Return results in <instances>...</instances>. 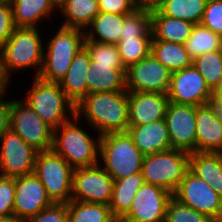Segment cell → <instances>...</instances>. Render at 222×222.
<instances>
[{
    "label": "cell",
    "mask_w": 222,
    "mask_h": 222,
    "mask_svg": "<svg viewBox=\"0 0 222 222\" xmlns=\"http://www.w3.org/2000/svg\"><path fill=\"white\" fill-rule=\"evenodd\" d=\"M85 115L100 136L127 132L129 128L128 91L96 92L86 95L76 106L75 115Z\"/></svg>",
    "instance_id": "1"
},
{
    "label": "cell",
    "mask_w": 222,
    "mask_h": 222,
    "mask_svg": "<svg viewBox=\"0 0 222 222\" xmlns=\"http://www.w3.org/2000/svg\"><path fill=\"white\" fill-rule=\"evenodd\" d=\"M38 30L16 27L8 41L0 48V78L6 85L12 70L38 66L36 77L40 75L44 50Z\"/></svg>",
    "instance_id": "2"
},
{
    "label": "cell",
    "mask_w": 222,
    "mask_h": 222,
    "mask_svg": "<svg viewBox=\"0 0 222 222\" xmlns=\"http://www.w3.org/2000/svg\"><path fill=\"white\" fill-rule=\"evenodd\" d=\"M99 155L105 164L102 168L114 181L141 173L144 155L128 132L100 136Z\"/></svg>",
    "instance_id": "3"
},
{
    "label": "cell",
    "mask_w": 222,
    "mask_h": 222,
    "mask_svg": "<svg viewBox=\"0 0 222 222\" xmlns=\"http://www.w3.org/2000/svg\"><path fill=\"white\" fill-rule=\"evenodd\" d=\"M73 119L75 122L69 120L54 129L52 149L74 169L99 164L97 158L100 135L94 141L87 132L76 125L79 118L75 115Z\"/></svg>",
    "instance_id": "4"
},
{
    "label": "cell",
    "mask_w": 222,
    "mask_h": 222,
    "mask_svg": "<svg viewBox=\"0 0 222 222\" xmlns=\"http://www.w3.org/2000/svg\"><path fill=\"white\" fill-rule=\"evenodd\" d=\"M85 31L61 26L43 54V66L38 76L47 82L60 83L75 55L84 47Z\"/></svg>",
    "instance_id": "5"
},
{
    "label": "cell",
    "mask_w": 222,
    "mask_h": 222,
    "mask_svg": "<svg viewBox=\"0 0 222 222\" xmlns=\"http://www.w3.org/2000/svg\"><path fill=\"white\" fill-rule=\"evenodd\" d=\"M189 156L190 153L176 149L144 156L141 170L144 182L173 194L189 170Z\"/></svg>",
    "instance_id": "6"
},
{
    "label": "cell",
    "mask_w": 222,
    "mask_h": 222,
    "mask_svg": "<svg viewBox=\"0 0 222 222\" xmlns=\"http://www.w3.org/2000/svg\"><path fill=\"white\" fill-rule=\"evenodd\" d=\"M74 168L53 149L38 151L34 174L53 203H68L72 197Z\"/></svg>",
    "instance_id": "7"
},
{
    "label": "cell",
    "mask_w": 222,
    "mask_h": 222,
    "mask_svg": "<svg viewBox=\"0 0 222 222\" xmlns=\"http://www.w3.org/2000/svg\"><path fill=\"white\" fill-rule=\"evenodd\" d=\"M33 89L25 101L53 129L69 121L66 109L75 116V104L67 97L59 83L47 82L36 77Z\"/></svg>",
    "instance_id": "8"
},
{
    "label": "cell",
    "mask_w": 222,
    "mask_h": 222,
    "mask_svg": "<svg viewBox=\"0 0 222 222\" xmlns=\"http://www.w3.org/2000/svg\"><path fill=\"white\" fill-rule=\"evenodd\" d=\"M10 129L38 151L51 150L54 129L26 101H11Z\"/></svg>",
    "instance_id": "9"
},
{
    "label": "cell",
    "mask_w": 222,
    "mask_h": 222,
    "mask_svg": "<svg viewBox=\"0 0 222 222\" xmlns=\"http://www.w3.org/2000/svg\"><path fill=\"white\" fill-rule=\"evenodd\" d=\"M173 197L184 205L222 222V197L208 183L188 170Z\"/></svg>",
    "instance_id": "10"
},
{
    "label": "cell",
    "mask_w": 222,
    "mask_h": 222,
    "mask_svg": "<svg viewBox=\"0 0 222 222\" xmlns=\"http://www.w3.org/2000/svg\"><path fill=\"white\" fill-rule=\"evenodd\" d=\"M113 186L112 177L98 164L75 168L71 200L109 205Z\"/></svg>",
    "instance_id": "11"
},
{
    "label": "cell",
    "mask_w": 222,
    "mask_h": 222,
    "mask_svg": "<svg viewBox=\"0 0 222 222\" xmlns=\"http://www.w3.org/2000/svg\"><path fill=\"white\" fill-rule=\"evenodd\" d=\"M0 141L1 176L15 178L34 173L38 150L11 129L0 137Z\"/></svg>",
    "instance_id": "12"
},
{
    "label": "cell",
    "mask_w": 222,
    "mask_h": 222,
    "mask_svg": "<svg viewBox=\"0 0 222 222\" xmlns=\"http://www.w3.org/2000/svg\"><path fill=\"white\" fill-rule=\"evenodd\" d=\"M171 73L150 53L147 57L127 68L126 91L167 94L170 87Z\"/></svg>",
    "instance_id": "13"
},
{
    "label": "cell",
    "mask_w": 222,
    "mask_h": 222,
    "mask_svg": "<svg viewBox=\"0 0 222 222\" xmlns=\"http://www.w3.org/2000/svg\"><path fill=\"white\" fill-rule=\"evenodd\" d=\"M169 102L202 106L209 104L212 90L194 65L171 73Z\"/></svg>",
    "instance_id": "14"
},
{
    "label": "cell",
    "mask_w": 222,
    "mask_h": 222,
    "mask_svg": "<svg viewBox=\"0 0 222 222\" xmlns=\"http://www.w3.org/2000/svg\"><path fill=\"white\" fill-rule=\"evenodd\" d=\"M172 196L164 188L144 183L136 192L130 210L121 219L125 222H165Z\"/></svg>",
    "instance_id": "15"
},
{
    "label": "cell",
    "mask_w": 222,
    "mask_h": 222,
    "mask_svg": "<svg viewBox=\"0 0 222 222\" xmlns=\"http://www.w3.org/2000/svg\"><path fill=\"white\" fill-rule=\"evenodd\" d=\"M196 114L197 106L168 103L165 121L172 149L196 152Z\"/></svg>",
    "instance_id": "16"
},
{
    "label": "cell",
    "mask_w": 222,
    "mask_h": 222,
    "mask_svg": "<svg viewBox=\"0 0 222 222\" xmlns=\"http://www.w3.org/2000/svg\"><path fill=\"white\" fill-rule=\"evenodd\" d=\"M52 204L42 182L34 173L15 177L13 206L15 222H25Z\"/></svg>",
    "instance_id": "17"
},
{
    "label": "cell",
    "mask_w": 222,
    "mask_h": 222,
    "mask_svg": "<svg viewBox=\"0 0 222 222\" xmlns=\"http://www.w3.org/2000/svg\"><path fill=\"white\" fill-rule=\"evenodd\" d=\"M168 103L167 94L128 92L129 126L146 125L165 119Z\"/></svg>",
    "instance_id": "18"
},
{
    "label": "cell",
    "mask_w": 222,
    "mask_h": 222,
    "mask_svg": "<svg viewBox=\"0 0 222 222\" xmlns=\"http://www.w3.org/2000/svg\"><path fill=\"white\" fill-rule=\"evenodd\" d=\"M196 152L222 153V121L210 103L197 106Z\"/></svg>",
    "instance_id": "19"
},
{
    "label": "cell",
    "mask_w": 222,
    "mask_h": 222,
    "mask_svg": "<svg viewBox=\"0 0 222 222\" xmlns=\"http://www.w3.org/2000/svg\"><path fill=\"white\" fill-rule=\"evenodd\" d=\"M127 132L144 156L172 149L165 119L146 125L129 126Z\"/></svg>",
    "instance_id": "20"
},
{
    "label": "cell",
    "mask_w": 222,
    "mask_h": 222,
    "mask_svg": "<svg viewBox=\"0 0 222 222\" xmlns=\"http://www.w3.org/2000/svg\"><path fill=\"white\" fill-rule=\"evenodd\" d=\"M125 66H104L91 62L86 73L87 95L96 92L126 91Z\"/></svg>",
    "instance_id": "21"
},
{
    "label": "cell",
    "mask_w": 222,
    "mask_h": 222,
    "mask_svg": "<svg viewBox=\"0 0 222 222\" xmlns=\"http://www.w3.org/2000/svg\"><path fill=\"white\" fill-rule=\"evenodd\" d=\"M194 24L163 15L154 5L151 6L152 41H167L185 44Z\"/></svg>",
    "instance_id": "22"
},
{
    "label": "cell",
    "mask_w": 222,
    "mask_h": 222,
    "mask_svg": "<svg viewBox=\"0 0 222 222\" xmlns=\"http://www.w3.org/2000/svg\"><path fill=\"white\" fill-rule=\"evenodd\" d=\"M90 65V55L83 47L73 58L65 77L59 83L61 89L75 105L87 95L86 73Z\"/></svg>",
    "instance_id": "23"
},
{
    "label": "cell",
    "mask_w": 222,
    "mask_h": 222,
    "mask_svg": "<svg viewBox=\"0 0 222 222\" xmlns=\"http://www.w3.org/2000/svg\"><path fill=\"white\" fill-rule=\"evenodd\" d=\"M189 170L212 186L213 190L222 197V153H190Z\"/></svg>",
    "instance_id": "24"
},
{
    "label": "cell",
    "mask_w": 222,
    "mask_h": 222,
    "mask_svg": "<svg viewBox=\"0 0 222 222\" xmlns=\"http://www.w3.org/2000/svg\"><path fill=\"white\" fill-rule=\"evenodd\" d=\"M142 173H135L114 181L109 208L116 219H121L131 208L138 189L144 184Z\"/></svg>",
    "instance_id": "25"
},
{
    "label": "cell",
    "mask_w": 222,
    "mask_h": 222,
    "mask_svg": "<svg viewBox=\"0 0 222 222\" xmlns=\"http://www.w3.org/2000/svg\"><path fill=\"white\" fill-rule=\"evenodd\" d=\"M126 15L100 11L89 25L92 31L84 32L85 39L99 43L117 44L120 41V32Z\"/></svg>",
    "instance_id": "26"
},
{
    "label": "cell",
    "mask_w": 222,
    "mask_h": 222,
    "mask_svg": "<svg viewBox=\"0 0 222 222\" xmlns=\"http://www.w3.org/2000/svg\"><path fill=\"white\" fill-rule=\"evenodd\" d=\"M16 27L37 28V22L56 7L51 0H10Z\"/></svg>",
    "instance_id": "27"
},
{
    "label": "cell",
    "mask_w": 222,
    "mask_h": 222,
    "mask_svg": "<svg viewBox=\"0 0 222 222\" xmlns=\"http://www.w3.org/2000/svg\"><path fill=\"white\" fill-rule=\"evenodd\" d=\"M171 72L182 70L193 65V59L186 51L184 44L151 41V52Z\"/></svg>",
    "instance_id": "28"
},
{
    "label": "cell",
    "mask_w": 222,
    "mask_h": 222,
    "mask_svg": "<svg viewBox=\"0 0 222 222\" xmlns=\"http://www.w3.org/2000/svg\"><path fill=\"white\" fill-rule=\"evenodd\" d=\"M59 8L67 17L61 26L82 30H85L100 12L98 0H67Z\"/></svg>",
    "instance_id": "29"
},
{
    "label": "cell",
    "mask_w": 222,
    "mask_h": 222,
    "mask_svg": "<svg viewBox=\"0 0 222 222\" xmlns=\"http://www.w3.org/2000/svg\"><path fill=\"white\" fill-rule=\"evenodd\" d=\"M207 0H159L154 6L168 17L200 24Z\"/></svg>",
    "instance_id": "30"
},
{
    "label": "cell",
    "mask_w": 222,
    "mask_h": 222,
    "mask_svg": "<svg viewBox=\"0 0 222 222\" xmlns=\"http://www.w3.org/2000/svg\"><path fill=\"white\" fill-rule=\"evenodd\" d=\"M69 222H114L108 205L70 200L67 203Z\"/></svg>",
    "instance_id": "31"
},
{
    "label": "cell",
    "mask_w": 222,
    "mask_h": 222,
    "mask_svg": "<svg viewBox=\"0 0 222 222\" xmlns=\"http://www.w3.org/2000/svg\"><path fill=\"white\" fill-rule=\"evenodd\" d=\"M184 45L194 60L203 53L222 50V37L201 24H195Z\"/></svg>",
    "instance_id": "32"
},
{
    "label": "cell",
    "mask_w": 222,
    "mask_h": 222,
    "mask_svg": "<svg viewBox=\"0 0 222 222\" xmlns=\"http://www.w3.org/2000/svg\"><path fill=\"white\" fill-rule=\"evenodd\" d=\"M120 39L152 37L151 6L140 5L123 20Z\"/></svg>",
    "instance_id": "33"
},
{
    "label": "cell",
    "mask_w": 222,
    "mask_h": 222,
    "mask_svg": "<svg viewBox=\"0 0 222 222\" xmlns=\"http://www.w3.org/2000/svg\"><path fill=\"white\" fill-rule=\"evenodd\" d=\"M152 37L120 39L116 44L121 60L126 68L147 57L151 52Z\"/></svg>",
    "instance_id": "34"
},
{
    "label": "cell",
    "mask_w": 222,
    "mask_h": 222,
    "mask_svg": "<svg viewBox=\"0 0 222 222\" xmlns=\"http://www.w3.org/2000/svg\"><path fill=\"white\" fill-rule=\"evenodd\" d=\"M193 65L213 90L222 76V50L203 53L193 60Z\"/></svg>",
    "instance_id": "35"
},
{
    "label": "cell",
    "mask_w": 222,
    "mask_h": 222,
    "mask_svg": "<svg viewBox=\"0 0 222 222\" xmlns=\"http://www.w3.org/2000/svg\"><path fill=\"white\" fill-rule=\"evenodd\" d=\"M84 48L90 55L91 62L104 66H124L116 44L84 41Z\"/></svg>",
    "instance_id": "36"
},
{
    "label": "cell",
    "mask_w": 222,
    "mask_h": 222,
    "mask_svg": "<svg viewBox=\"0 0 222 222\" xmlns=\"http://www.w3.org/2000/svg\"><path fill=\"white\" fill-rule=\"evenodd\" d=\"M165 222H215L204 213L198 212L182 204L172 196L169 200Z\"/></svg>",
    "instance_id": "37"
},
{
    "label": "cell",
    "mask_w": 222,
    "mask_h": 222,
    "mask_svg": "<svg viewBox=\"0 0 222 222\" xmlns=\"http://www.w3.org/2000/svg\"><path fill=\"white\" fill-rule=\"evenodd\" d=\"M15 178L0 176V217L13 219Z\"/></svg>",
    "instance_id": "38"
},
{
    "label": "cell",
    "mask_w": 222,
    "mask_h": 222,
    "mask_svg": "<svg viewBox=\"0 0 222 222\" xmlns=\"http://www.w3.org/2000/svg\"><path fill=\"white\" fill-rule=\"evenodd\" d=\"M200 24L222 37V0H207Z\"/></svg>",
    "instance_id": "39"
},
{
    "label": "cell",
    "mask_w": 222,
    "mask_h": 222,
    "mask_svg": "<svg viewBox=\"0 0 222 222\" xmlns=\"http://www.w3.org/2000/svg\"><path fill=\"white\" fill-rule=\"evenodd\" d=\"M25 222H69L67 203H53Z\"/></svg>",
    "instance_id": "40"
},
{
    "label": "cell",
    "mask_w": 222,
    "mask_h": 222,
    "mask_svg": "<svg viewBox=\"0 0 222 222\" xmlns=\"http://www.w3.org/2000/svg\"><path fill=\"white\" fill-rule=\"evenodd\" d=\"M15 28L10 1L0 2V48L8 41Z\"/></svg>",
    "instance_id": "41"
},
{
    "label": "cell",
    "mask_w": 222,
    "mask_h": 222,
    "mask_svg": "<svg viewBox=\"0 0 222 222\" xmlns=\"http://www.w3.org/2000/svg\"><path fill=\"white\" fill-rule=\"evenodd\" d=\"M99 10L113 14H130L140 5L135 0H98Z\"/></svg>",
    "instance_id": "42"
},
{
    "label": "cell",
    "mask_w": 222,
    "mask_h": 222,
    "mask_svg": "<svg viewBox=\"0 0 222 222\" xmlns=\"http://www.w3.org/2000/svg\"><path fill=\"white\" fill-rule=\"evenodd\" d=\"M4 93L0 94V137L10 130L11 101L2 99Z\"/></svg>",
    "instance_id": "43"
},
{
    "label": "cell",
    "mask_w": 222,
    "mask_h": 222,
    "mask_svg": "<svg viewBox=\"0 0 222 222\" xmlns=\"http://www.w3.org/2000/svg\"><path fill=\"white\" fill-rule=\"evenodd\" d=\"M210 104L213 106L217 117L222 121V98H212Z\"/></svg>",
    "instance_id": "44"
},
{
    "label": "cell",
    "mask_w": 222,
    "mask_h": 222,
    "mask_svg": "<svg viewBox=\"0 0 222 222\" xmlns=\"http://www.w3.org/2000/svg\"><path fill=\"white\" fill-rule=\"evenodd\" d=\"M212 98H216V99L222 98V76L220 77L218 84L212 90Z\"/></svg>",
    "instance_id": "45"
},
{
    "label": "cell",
    "mask_w": 222,
    "mask_h": 222,
    "mask_svg": "<svg viewBox=\"0 0 222 222\" xmlns=\"http://www.w3.org/2000/svg\"><path fill=\"white\" fill-rule=\"evenodd\" d=\"M159 0H142L143 6H153L156 4Z\"/></svg>",
    "instance_id": "46"
},
{
    "label": "cell",
    "mask_w": 222,
    "mask_h": 222,
    "mask_svg": "<svg viewBox=\"0 0 222 222\" xmlns=\"http://www.w3.org/2000/svg\"><path fill=\"white\" fill-rule=\"evenodd\" d=\"M67 0H51V2L55 5L56 8H59L62 4H64Z\"/></svg>",
    "instance_id": "47"
},
{
    "label": "cell",
    "mask_w": 222,
    "mask_h": 222,
    "mask_svg": "<svg viewBox=\"0 0 222 222\" xmlns=\"http://www.w3.org/2000/svg\"><path fill=\"white\" fill-rule=\"evenodd\" d=\"M6 89H7V85L0 78V94L6 91Z\"/></svg>",
    "instance_id": "48"
},
{
    "label": "cell",
    "mask_w": 222,
    "mask_h": 222,
    "mask_svg": "<svg viewBox=\"0 0 222 222\" xmlns=\"http://www.w3.org/2000/svg\"><path fill=\"white\" fill-rule=\"evenodd\" d=\"M0 222H15L14 219H5L0 217Z\"/></svg>",
    "instance_id": "49"
},
{
    "label": "cell",
    "mask_w": 222,
    "mask_h": 222,
    "mask_svg": "<svg viewBox=\"0 0 222 222\" xmlns=\"http://www.w3.org/2000/svg\"><path fill=\"white\" fill-rule=\"evenodd\" d=\"M139 5H142V0H135Z\"/></svg>",
    "instance_id": "50"
},
{
    "label": "cell",
    "mask_w": 222,
    "mask_h": 222,
    "mask_svg": "<svg viewBox=\"0 0 222 222\" xmlns=\"http://www.w3.org/2000/svg\"><path fill=\"white\" fill-rule=\"evenodd\" d=\"M114 222H125L122 219H116Z\"/></svg>",
    "instance_id": "51"
},
{
    "label": "cell",
    "mask_w": 222,
    "mask_h": 222,
    "mask_svg": "<svg viewBox=\"0 0 222 222\" xmlns=\"http://www.w3.org/2000/svg\"><path fill=\"white\" fill-rule=\"evenodd\" d=\"M7 1H10V0H0V2H7Z\"/></svg>",
    "instance_id": "52"
}]
</instances>
